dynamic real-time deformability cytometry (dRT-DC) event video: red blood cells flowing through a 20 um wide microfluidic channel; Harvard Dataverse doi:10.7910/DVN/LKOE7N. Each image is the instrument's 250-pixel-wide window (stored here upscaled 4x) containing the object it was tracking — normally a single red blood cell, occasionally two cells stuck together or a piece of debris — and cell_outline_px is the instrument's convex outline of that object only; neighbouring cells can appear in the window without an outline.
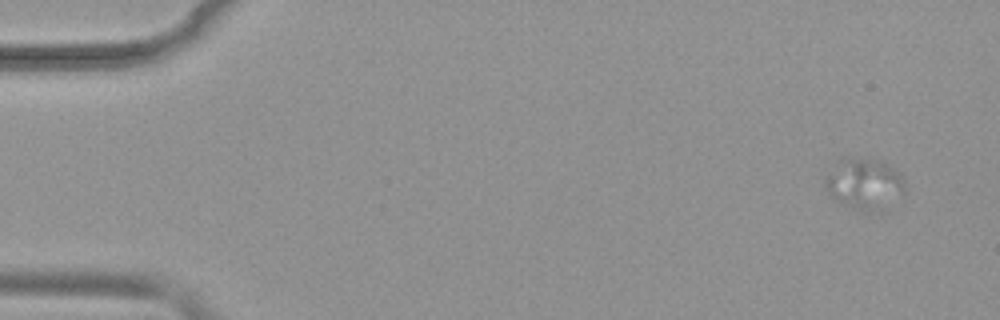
{"species": "common noctule bat (a hibernating species)", "species_latin": "Nyctalus noctula", "temperature_condition": "warm", "stored_images_in_passage": 51, "camera_frame_rate_fps": 3000, "um_per_image_px": 0.085, "animal": {"sex": "female", "body_mass_g": 19.9}, "frame": {"image": 1, "passage_image": 1, "time_ms": 0.0, "image_size_px": [1000, 320], "cell_outline_px": [[904, 188], [884, 212], [860, 212], [840, 204], [824, 188], [824, 180], [836, 160], [844, 156], [872, 156], [888, 164], [900, 172], [904, 180]], "centroid_in_image_um": [73.43, 15.59], "position_along_channel_um": 11.6, "area_um2": 24.8}}
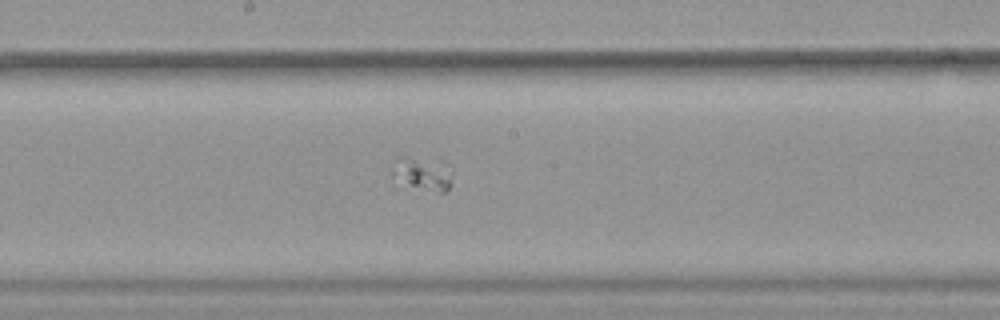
{"frame": {"image": 2, "passage_image": 27, "time_ms": 8.667, "image_size_px": [1000, 320], "cell_outline_px": [[452, 172], [448, 192], [436, 192], [396, 188], [392, 176], [392, 168], [396, 156], [404, 156], [448, 164]], "centroid_in_image_um": [35.79, 14.85], "position_along_channel_um": 212.4, "area_um2": 12.66}}
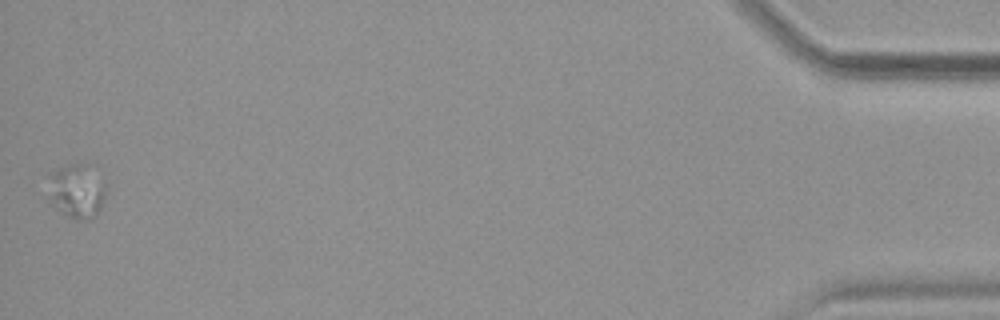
{"frame": {"image": 3, "passage_image": 51, "time_ms": 16.667, "image_size_px": [1000, 320], "cell_outline_px": [[104, 196], [100, 208], [96, 216], [88, 220], [76, 220], [68, 216], [52, 200], [52, 172], [64, 164], [76, 164], [104, 184]], "centroid_in_image_um": [6.54, 16.33], "position_along_channel_um": 428.7, "area_um2": 16.3}}